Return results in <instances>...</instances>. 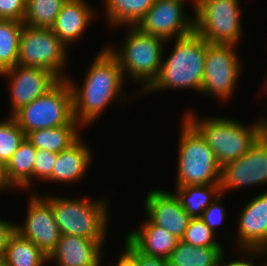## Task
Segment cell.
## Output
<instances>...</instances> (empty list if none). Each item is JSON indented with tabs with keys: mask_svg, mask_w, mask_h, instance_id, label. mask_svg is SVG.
<instances>
[{
	"mask_svg": "<svg viewBox=\"0 0 267 266\" xmlns=\"http://www.w3.org/2000/svg\"><path fill=\"white\" fill-rule=\"evenodd\" d=\"M267 183V137L263 134L249 151L220 169L221 194L227 190Z\"/></svg>",
	"mask_w": 267,
	"mask_h": 266,
	"instance_id": "cell-12",
	"label": "cell"
},
{
	"mask_svg": "<svg viewBox=\"0 0 267 266\" xmlns=\"http://www.w3.org/2000/svg\"><path fill=\"white\" fill-rule=\"evenodd\" d=\"M15 232L12 222L0 219V256H4L10 236Z\"/></svg>",
	"mask_w": 267,
	"mask_h": 266,
	"instance_id": "cell-35",
	"label": "cell"
},
{
	"mask_svg": "<svg viewBox=\"0 0 267 266\" xmlns=\"http://www.w3.org/2000/svg\"><path fill=\"white\" fill-rule=\"evenodd\" d=\"M175 42L170 55L162 60L157 79L143 93L179 88L201 91L207 41L194 30Z\"/></svg>",
	"mask_w": 267,
	"mask_h": 266,
	"instance_id": "cell-2",
	"label": "cell"
},
{
	"mask_svg": "<svg viewBox=\"0 0 267 266\" xmlns=\"http://www.w3.org/2000/svg\"><path fill=\"white\" fill-rule=\"evenodd\" d=\"M79 199L50 195V205L61 235L105 241L109 219L107 201Z\"/></svg>",
	"mask_w": 267,
	"mask_h": 266,
	"instance_id": "cell-4",
	"label": "cell"
},
{
	"mask_svg": "<svg viewBox=\"0 0 267 266\" xmlns=\"http://www.w3.org/2000/svg\"><path fill=\"white\" fill-rule=\"evenodd\" d=\"M264 254L267 255V244L264 245L255 255ZM265 266H267V262L265 263Z\"/></svg>",
	"mask_w": 267,
	"mask_h": 266,
	"instance_id": "cell-38",
	"label": "cell"
},
{
	"mask_svg": "<svg viewBox=\"0 0 267 266\" xmlns=\"http://www.w3.org/2000/svg\"><path fill=\"white\" fill-rule=\"evenodd\" d=\"M80 140L81 137L70 147L57 154L52 175L47 181L72 183L75 181L78 182L84 176L91 164L92 152Z\"/></svg>",
	"mask_w": 267,
	"mask_h": 266,
	"instance_id": "cell-20",
	"label": "cell"
},
{
	"mask_svg": "<svg viewBox=\"0 0 267 266\" xmlns=\"http://www.w3.org/2000/svg\"><path fill=\"white\" fill-rule=\"evenodd\" d=\"M4 257L8 266H44L48 262V257L17 231L10 236Z\"/></svg>",
	"mask_w": 267,
	"mask_h": 266,
	"instance_id": "cell-25",
	"label": "cell"
},
{
	"mask_svg": "<svg viewBox=\"0 0 267 266\" xmlns=\"http://www.w3.org/2000/svg\"><path fill=\"white\" fill-rule=\"evenodd\" d=\"M37 149L26 139L20 143L16 152L2 169L6 189L12 187L30 188L33 179V166Z\"/></svg>",
	"mask_w": 267,
	"mask_h": 266,
	"instance_id": "cell-21",
	"label": "cell"
},
{
	"mask_svg": "<svg viewBox=\"0 0 267 266\" xmlns=\"http://www.w3.org/2000/svg\"><path fill=\"white\" fill-rule=\"evenodd\" d=\"M192 2L194 3V6H195L198 0H193Z\"/></svg>",
	"mask_w": 267,
	"mask_h": 266,
	"instance_id": "cell-43",
	"label": "cell"
},
{
	"mask_svg": "<svg viewBox=\"0 0 267 266\" xmlns=\"http://www.w3.org/2000/svg\"><path fill=\"white\" fill-rule=\"evenodd\" d=\"M1 189L6 190V189H5V186H4L3 177H2V169H1V167H0V190H1Z\"/></svg>",
	"mask_w": 267,
	"mask_h": 266,
	"instance_id": "cell-39",
	"label": "cell"
},
{
	"mask_svg": "<svg viewBox=\"0 0 267 266\" xmlns=\"http://www.w3.org/2000/svg\"><path fill=\"white\" fill-rule=\"evenodd\" d=\"M183 118L176 186L219 183L221 166L214 151L201 133L185 117Z\"/></svg>",
	"mask_w": 267,
	"mask_h": 266,
	"instance_id": "cell-5",
	"label": "cell"
},
{
	"mask_svg": "<svg viewBox=\"0 0 267 266\" xmlns=\"http://www.w3.org/2000/svg\"><path fill=\"white\" fill-rule=\"evenodd\" d=\"M145 211L155 225L180 240L184 237L191 217L184 211L175 192L170 194L165 190H151L146 196Z\"/></svg>",
	"mask_w": 267,
	"mask_h": 266,
	"instance_id": "cell-15",
	"label": "cell"
},
{
	"mask_svg": "<svg viewBox=\"0 0 267 266\" xmlns=\"http://www.w3.org/2000/svg\"><path fill=\"white\" fill-rule=\"evenodd\" d=\"M56 160L57 153L38 149L33 166V178L37 177L47 181L52 175Z\"/></svg>",
	"mask_w": 267,
	"mask_h": 266,
	"instance_id": "cell-31",
	"label": "cell"
},
{
	"mask_svg": "<svg viewBox=\"0 0 267 266\" xmlns=\"http://www.w3.org/2000/svg\"><path fill=\"white\" fill-rule=\"evenodd\" d=\"M241 212L236 231L237 248L245 253H257L267 244V191L248 201Z\"/></svg>",
	"mask_w": 267,
	"mask_h": 266,
	"instance_id": "cell-16",
	"label": "cell"
},
{
	"mask_svg": "<svg viewBox=\"0 0 267 266\" xmlns=\"http://www.w3.org/2000/svg\"><path fill=\"white\" fill-rule=\"evenodd\" d=\"M266 82H265V87H266V93H267V76H266V80H265Z\"/></svg>",
	"mask_w": 267,
	"mask_h": 266,
	"instance_id": "cell-42",
	"label": "cell"
},
{
	"mask_svg": "<svg viewBox=\"0 0 267 266\" xmlns=\"http://www.w3.org/2000/svg\"><path fill=\"white\" fill-rule=\"evenodd\" d=\"M27 0H0V19L23 22Z\"/></svg>",
	"mask_w": 267,
	"mask_h": 266,
	"instance_id": "cell-32",
	"label": "cell"
},
{
	"mask_svg": "<svg viewBox=\"0 0 267 266\" xmlns=\"http://www.w3.org/2000/svg\"><path fill=\"white\" fill-rule=\"evenodd\" d=\"M146 220L141 229L132 230L126 239L144 255L168 259L180 239L149 219Z\"/></svg>",
	"mask_w": 267,
	"mask_h": 266,
	"instance_id": "cell-19",
	"label": "cell"
},
{
	"mask_svg": "<svg viewBox=\"0 0 267 266\" xmlns=\"http://www.w3.org/2000/svg\"><path fill=\"white\" fill-rule=\"evenodd\" d=\"M185 118L201 133L209 147L214 151L220 166L237 160L264 134L265 121L260 119L248 128L235 119L222 117H194L192 112ZM241 123V124H240Z\"/></svg>",
	"mask_w": 267,
	"mask_h": 266,
	"instance_id": "cell-3",
	"label": "cell"
},
{
	"mask_svg": "<svg viewBox=\"0 0 267 266\" xmlns=\"http://www.w3.org/2000/svg\"><path fill=\"white\" fill-rule=\"evenodd\" d=\"M24 23L0 19V73L17 65Z\"/></svg>",
	"mask_w": 267,
	"mask_h": 266,
	"instance_id": "cell-27",
	"label": "cell"
},
{
	"mask_svg": "<svg viewBox=\"0 0 267 266\" xmlns=\"http://www.w3.org/2000/svg\"><path fill=\"white\" fill-rule=\"evenodd\" d=\"M235 48L231 44L207 42L201 93L223 101L232 96L241 69V60Z\"/></svg>",
	"mask_w": 267,
	"mask_h": 266,
	"instance_id": "cell-10",
	"label": "cell"
},
{
	"mask_svg": "<svg viewBox=\"0 0 267 266\" xmlns=\"http://www.w3.org/2000/svg\"><path fill=\"white\" fill-rule=\"evenodd\" d=\"M8 119V120H7ZM0 121V167L3 169L24 140L25 134L12 116Z\"/></svg>",
	"mask_w": 267,
	"mask_h": 266,
	"instance_id": "cell-29",
	"label": "cell"
},
{
	"mask_svg": "<svg viewBox=\"0 0 267 266\" xmlns=\"http://www.w3.org/2000/svg\"><path fill=\"white\" fill-rule=\"evenodd\" d=\"M138 266H169L168 260L159 257H151L142 254L137 250Z\"/></svg>",
	"mask_w": 267,
	"mask_h": 266,
	"instance_id": "cell-36",
	"label": "cell"
},
{
	"mask_svg": "<svg viewBox=\"0 0 267 266\" xmlns=\"http://www.w3.org/2000/svg\"><path fill=\"white\" fill-rule=\"evenodd\" d=\"M66 79L72 92L74 118L81 130L93 123L105 107L119 97L125 81L119 61L107 47L94 58L81 88L70 77Z\"/></svg>",
	"mask_w": 267,
	"mask_h": 266,
	"instance_id": "cell-1",
	"label": "cell"
},
{
	"mask_svg": "<svg viewBox=\"0 0 267 266\" xmlns=\"http://www.w3.org/2000/svg\"><path fill=\"white\" fill-rule=\"evenodd\" d=\"M265 121V125H264V135L267 137V119H263Z\"/></svg>",
	"mask_w": 267,
	"mask_h": 266,
	"instance_id": "cell-41",
	"label": "cell"
},
{
	"mask_svg": "<svg viewBox=\"0 0 267 266\" xmlns=\"http://www.w3.org/2000/svg\"><path fill=\"white\" fill-rule=\"evenodd\" d=\"M0 266H8L4 256H0Z\"/></svg>",
	"mask_w": 267,
	"mask_h": 266,
	"instance_id": "cell-40",
	"label": "cell"
},
{
	"mask_svg": "<svg viewBox=\"0 0 267 266\" xmlns=\"http://www.w3.org/2000/svg\"><path fill=\"white\" fill-rule=\"evenodd\" d=\"M255 253H249L248 252V259L246 258L245 260L243 259V260H234V261H231V262H225V261H222L221 262V265L220 266H255L254 264H253V261H251V260H253L254 258H253V256H255L254 255ZM249 255H252V256H249ZM251 257V258H250ZM251 259V260H250Z\"/></svg>",
	"mask_w": 267,
	"mask_h": 266,
	"instance_id": "cell-37",
	"label": "cell"
},
{
	"mask_svg": "<svg viewBox=\"0 0 267 266\" xmlns=\"http://www.w3.org/2000/svg\"><path fill=\"white\" fill-rule=\"evenodd\" d=\"M79 126L81 125H61L54 128L35 130L27 133L25 138L37 150H48L58 154L81 137L78 130Z\"/></svg>",
	"mask_w": 267,
	"mask_h": 266,
	"instance_id": "cell-23",
	"label": "cell"
},
{
	"mask_svg": "<svg viewBox=\"0 0 267 266\" xmlns=\"http://www.w3.org/2000/svg\"><path fill=\"white\" fill-rule=\"evenodd\" d=\"M124 249L115 266H138L137 249L127 239Z\"/></svg>",
	"mask_w": 267,
	"mask_h": 266,
	"instance_id": "cell-34",
	"label": "cell"
},
{
	"mask_svg": "<svg viewBox=\"0 0 267 266\" xmlns=\"http://www.w3.org/2000/svg\"><path fill=\"white\" fill-rule=\"evenodd\" d=\"M94 12L85 0H66L51 30L67 47L86 31Z\"/></svg>",
	"mask_w": 267,
	"mask_h": 266,
	"instance_id": "cell-18",
	"label": "cell"
},
{
	"mask_svg": "<svg viewBox=\"0 0 267 266\" xmlns=\"http://www.w3.org/2000/svg\"><path fill=\"white\" fill-rule=\"evenodd\" d=\"M215 236L200 218H191L181 240L195 247H223L215 240Z\"/></svg>",
	"mask_w": 267,
	"mask_h": 266,
	"instance_id": "cell-30",
	"label": "cell"
},
{
	"mask_svg": "<svg viewBox=\"0 0 267 266\" xmlns=\"http://www.w3.org/2000/svg\"><path fill=\"white\" fill-rule=\"evenodd\" d=\"M12 117L25 135L61 125H80L74 118L72 92L67 79H60L45 94L20 108Z\"/></svg>",
	"mask_w": 267,
	"mask_h": 266,
	"instance_id": "cell-7",
	"label": "cell"
},
{
	"mask_svg": "<svg viewBox=\"0 0 267 266\" xmlns=\"http://www.w3.org/2000/svg\"><path fill=\"white\" fill-rule=\"evenodd\" d=\"M66 49L68 47L51 28L24 25L20 36L17 64L46 69L59 79H66L67 75L63 74L68 54Z\"/></svg>",
	"mask_w": 267,
	"mask_h": 266,
	"instance_id": "cell-9",
	"label": "cell"
},
{
	"mask_svg": "<svg viewBox=\"0 0 267 266\" xmlns=\"http://www.w3.org/2000/svg\"><path fill=\"white\" fill-rule=\"evenodd\" d=\"M66 0H27L24 25L51 28Z\"/></svg>",
	"mask_w": 267,
	"mask_h": 266,
	"instance_id": "cell-28",
	"label": "cell"
},
{
	"mask_svg": "<svg viewBox=\"0 0 267 266\" xmlns=\"http://www.w3.org/2000/svg\"><path fill=\"white\" fill-rule=\"evenodd\" d=\"M185 1L187 0H155L135 27L165 41L171 37L175 40L192 33L194 18H186L184 15Z\"/></svg>",
	"mask_w": 267,
	"mask_h": 266,
	"instance_id": "cell-11",
	"label": "cell"
},
{
	"mask_svg": "<svg viewBox=\"0 0 267 266\" xmlns=\"http://www.w3.org/2000/svg\"><path fill=\"white\" fill-rule=\"evenodd\" d=\"M31 194L26 221L24 225L15 224V231L30 240L48 257L60 240L61 233L54 219L50 196Z\"/></svg>",
	"mask_w": 267,
	"mask_h": 266,
	"instance_id": "cell-13",
	"label": "cell"
},
{
	"mask_svg": "<svg viewBox=\"0 0 267 266\" xmlns=\"http://www.w3.org/2000/svg\"><path fill=\"white\" fill-rule=\"evenodd\" d=\"M121 50L111 45L106 47L117 58L123 76L130 74L132 79L141 81L144 92L157 79L163 60L164 39L141 32L130 26Z\"/></svg>",
	"mask_w": 267,
	"mask_h": 266,
	"instance_id": "cell-6",
	"label": "cell"
},
{
	"mask_svg": "<svg viewBox=\"0 0 267 266\" xmlns=\"http://www.w3.org/2000/svg\"><path fill=\"white\" fill-rule=\"evenodd\" d=\"M223 194H220L207 209L204 210L200 219L215 233L216 226L223 223L225 219V208L221 206V199Z\"/></svg>",
	"mask_w": 267,
	"mask_h": 266,
	"instance_id": "cell-33",
	"label": "cell"
},
{
	"mask_svg": "<svg viewBox=\"0 0 267 266\" xmlns=\"http://www.w3.org/2000/svg\"><path fill=\"white\" fill-rule=\"evenodd\" d=\"M0 76H7L10 79L12 105L10 116L45 94L60 80L49 70L20 64L2 71Z\"/></svg>",
	"mask_w": 267,
	"mask_h": 266,
	"instance_id": "cell-14",
	"label": "cell"
},
{
	"mask_svg": "<svg viewBox=\"0 0 267 266\" xmlns=\"http://www.w3.org/2000/svg\"><path fill=\"white\" fill-rule=\"evenodd\" d=\"M175 192L184 211L191 218H200L204 210L219 197L221 188L219 183L210 185H186L176 186Z\"/></svg>",
	"mask_w": 267,
	"mask_h": 266,
	"instance_id": "cell-24",
	"label": "cell"
},
{
	"mask_svg": "<svg viewBox=\"0 0 267 266\" xmlns=\"http://www.w3.org/2000/svg\"><path fill=\"white\" fill-rule=\"evenodd\" d=\"M223 247H195L179 240L168 260L169 266H220Z\"/></svg>",
	"mask_w": 267,
	"mask_h": 266,
	"instance_id": "cell-22",
	"label": "cell"
},
{
	"mask_svg": "<svg viewBox=\"0 0 267 266\" xmlns=\"http://www.w3.org/2000/svg\"><path fill=\"white\" fill-rule=\"evenodd\" d=\"M104 241L74 235H61L55 249L48 256L56 266H100Z\"/></svg>",
	"mask_w": 267,
	"mask_h": 266,
	"instance_id": "cell-17",
	"label": "cell"
},
{
	"mask_svg": "<svg viewBox=\"0 0 267 266\" xmlns=\"http://www.w3.org/2000/svg\"><path fill=\"white\" fill-rule=\"evenodd\" d=\"M107 20L113 26H136L155 0H105Z\"/></svg>",
	"mask_w": 267,
	"mask_h": 266,
	"instance_id": "cell-26",
	"label": "cell"
},
{
	"mask_svg": "<svg viewBox=\"0 0 267 266\" xmlns=\"http://www.w3.org/2000/svg\"><path fill=\"white\" fill-rule=\"evenodd\" d=\"M194 30L207 42L235 45L241 39L239 0H198Z\"/></svg>",
	"mask_w": 267,
	"mask_h": 266,
	"instance_id": "cell-8",
	"label": "cell"
}]
</instances>
